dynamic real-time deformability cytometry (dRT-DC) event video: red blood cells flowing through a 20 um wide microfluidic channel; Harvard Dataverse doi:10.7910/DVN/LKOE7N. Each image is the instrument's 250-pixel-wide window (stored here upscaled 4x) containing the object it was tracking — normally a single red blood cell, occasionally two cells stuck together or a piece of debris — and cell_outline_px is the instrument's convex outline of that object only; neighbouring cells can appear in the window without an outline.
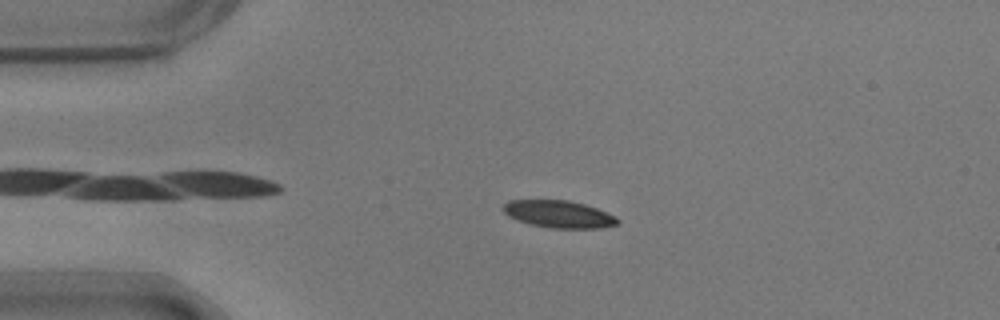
{"species": "common noctule bat (a hibernating species)", "species_latin": "Nyctalus noctula", "temperature_condition": "warm", "stored_images_in_passage": 12, "camera_frame_rate_fps": 3000, "um_per_image_px": 0.085, "animal": {"sex": "male", "body_mass_g": 17.9}, "frame": {"image": 1, "passage_image": 8, "time_ms": 2.333, "image_size_px": [1000, 320], "cell_outline_px": [[620, 220], [616, 224], [600, 228], [552, 228], [532, 224], [508, 216], [504, 212], [504, 204], [508, 200], [568, 200], [584, 204], [596, 208], [616, 216]], "centroid_in_image_um": [47.52, 18.19], "position_along_channel_um": 37.5, "area_um2": 17.92}}